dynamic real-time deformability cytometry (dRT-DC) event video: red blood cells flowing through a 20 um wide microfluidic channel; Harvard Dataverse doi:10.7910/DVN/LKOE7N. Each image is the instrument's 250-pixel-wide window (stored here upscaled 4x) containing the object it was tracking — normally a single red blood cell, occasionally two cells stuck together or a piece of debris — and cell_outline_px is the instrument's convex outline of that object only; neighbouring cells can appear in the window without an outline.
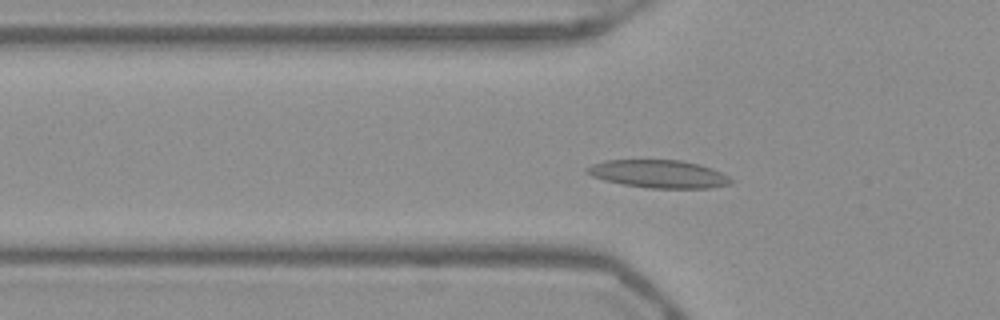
{"species": "Egyptian fruit bat (a non-hibernating species)", "species_latin": "Rousettus aegyptiacus", "temperature_condition": "warm", "stored_images_in_passage": 50, "camera_frame_rate_fps": 3000, "um_per_image_px": 0.085, "frame": {"image": 1, "passage_image": 15, "time_ms": 4.667, "image_size_px": [1000, 320], "cell_outline_px": [[736, 180], [732, 184], [712, 188], [648, 188], [624, 184], [604, 180], [592, 176], [584, 172], [584, 168], [592, 164], [604, 160], [680, 160], [700, 164], [712, 168]], "centroid_in_image_um": [56.01, 14.78], "position_along_channel_um": 69.8, "area_um2": 23.64}}
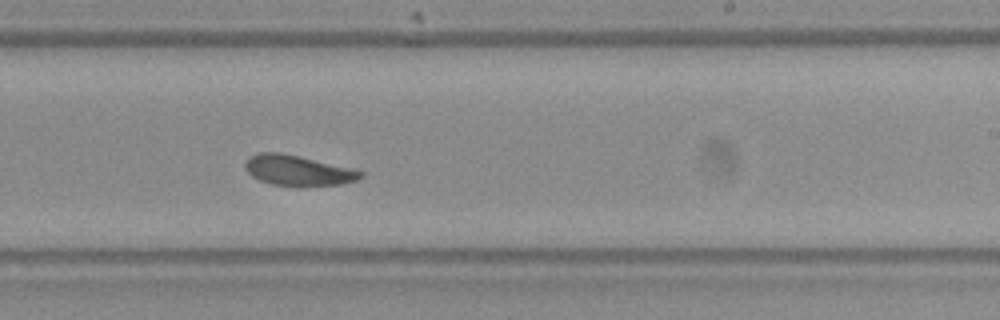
{"frame": {"image": 2, "passage_image": 30, "time_ms": 9.667, "image_size_px": [1000, 320], "cell_outline_px": [[364, 176], [356, 180], [340, 184], [300, 188], [272, 184], [260, 180], [252, 176], [244, 168], [244, 164], [248, 156], [256, 152], [280, 152], [300, 156], [352, 168], [364, 172]], "centroid_in_image_um": [25.31, 14.5], "position_along_channel_um": 263.7, "area_um2": 20.98}}
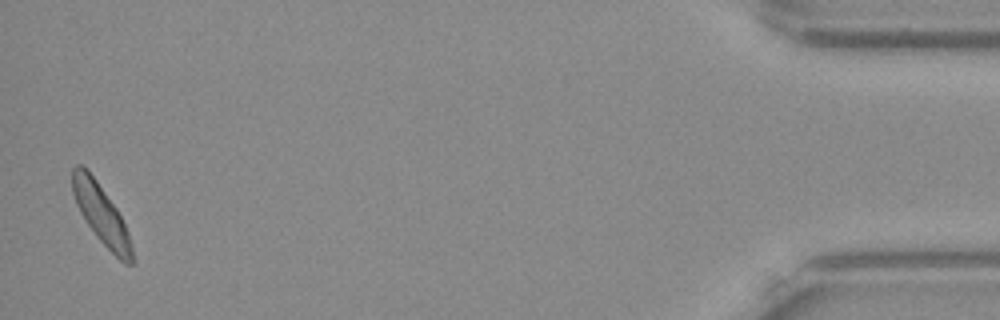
{"frame": {"image": 3, "passage_image": 49, "time_ms": 16.0, "image_size_px": [1000, 320], "cell_outline_px": [[132, 264], [124, 264], [96, 236], [84, 220], [76, 204], [72, 192], [72, 168], [76, 164], [80, 164], [96, 180], [116, 208], [128, 232], [132, 248]], "centroid_in_image_um": [8.57, 18.21], "position_along_channel_um": 426.6, "area_um2": 20.11}, "authors_computed_cell_mechanics": {"area_um2": 21.0103, "velocity_mm_per_s": 3.8805, "shape_relaxation_time_tau1_ms": 5.0752, "shape_relaxation_time_tau2_ms": 2.3515, "deformation_change_tau1": 0.129, "deformation_change_tau2": 0.0872}}